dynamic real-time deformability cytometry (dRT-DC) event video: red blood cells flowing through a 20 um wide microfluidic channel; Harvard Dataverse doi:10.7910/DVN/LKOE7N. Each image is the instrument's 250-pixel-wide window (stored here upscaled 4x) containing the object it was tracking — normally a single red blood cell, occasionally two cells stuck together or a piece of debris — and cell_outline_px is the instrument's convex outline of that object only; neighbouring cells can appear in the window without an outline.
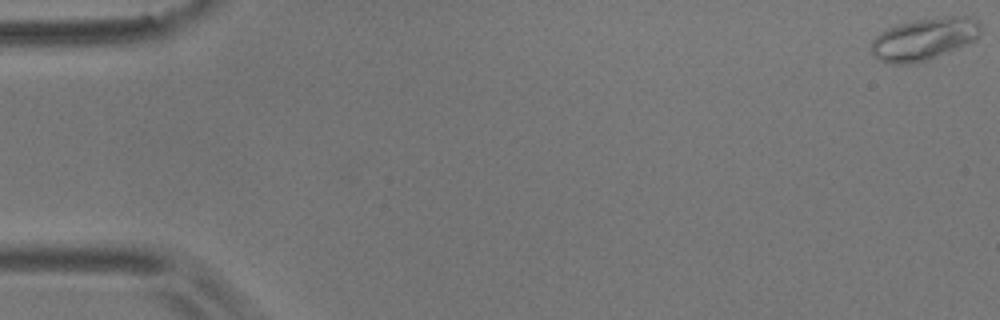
{"species": "common noctule bat (a hibernating species)", "species_latin": "Nyctalus noctula", "temperature_condition": "room temperature", "stored_images_in_passage": 3, "camera_frame_rate_fps": 3000, "um_per_image_px": 0.085, "animal": {"sex": "male", "body_mass_g": 17.9}, "frame": {"image": 1, "passage_image": 1, "time_ms": 0.0, "image_size_px": [1000, 320], "cell_outline_px": [[980, 32], [976, 40], [968, 44], [928, 60], [916, 64], [888, 64], [880, 60], [868, 48], [872, 40], [880, 32], [888, 28], [900, 24], [916, 20], [944, 16], [972, 16], [980, 24]], "centroid_in_image_um": [78.55, 3.33], "position_along_channel_um": 6.5, "area_um2": 27.17}}